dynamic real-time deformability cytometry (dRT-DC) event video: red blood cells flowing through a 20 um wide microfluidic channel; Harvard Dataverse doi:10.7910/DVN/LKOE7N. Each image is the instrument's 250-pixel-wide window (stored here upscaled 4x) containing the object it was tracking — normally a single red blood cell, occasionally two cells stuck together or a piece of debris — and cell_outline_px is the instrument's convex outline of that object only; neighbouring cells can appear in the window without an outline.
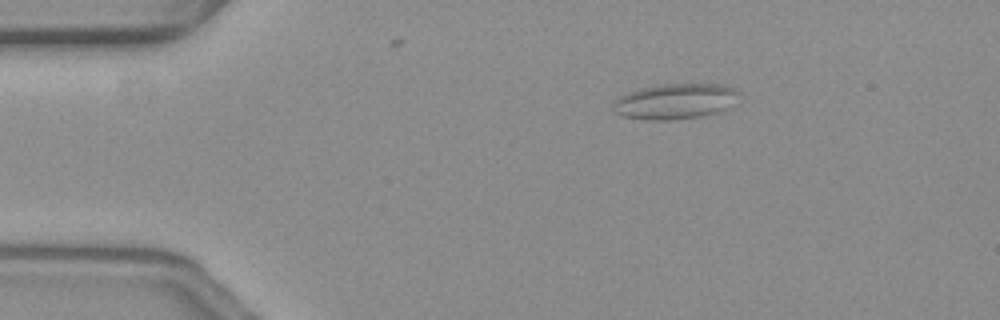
{"species": "common noctule bat (a hibernating species)", "species_latin": "Nyctalus noctula", "temperature_condition": "warm", "stored_images_in_passage": 50, "camera_frame_rate_fps": 3000, "um_per_image_px": 0.085, "animal": {"sex": "female", "body_mass_g": 19.3, "forearm_length_mm": 54.1}, "frame": {"image": 1, "passage_image": 2, "time_ms": 0.333, "image_size_px": [1000, 320], "cell_outline_px": [[740, 92], [724, 108], [716, 112], [700, 116], [668, 120], [648, 120], [624, 116], [612, 112], [612, 104], [620, 96], [628, 92], [640, 88], [660, 84], [724, 84]], "centroid_in_image_um": [57.29, 8.6], "position_along_channel_um": 27.7, "area_um2": 25.61}}
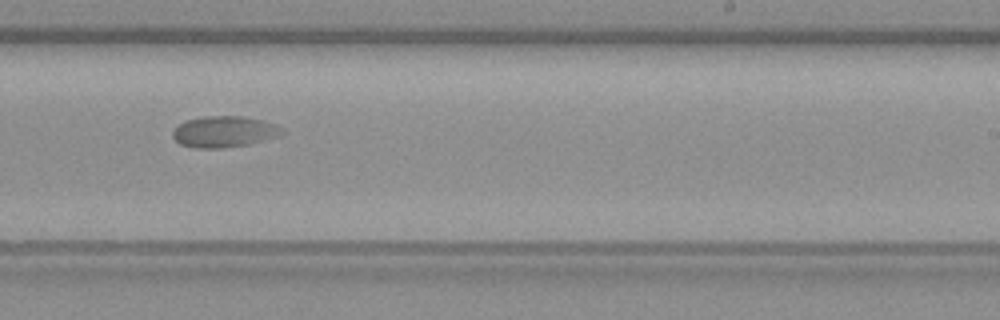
{"frame": {"image": 2, "passage_image": 28, "time_ms": 9.0, "image_size_px": [1000, 320], "cell_outline_px": [[284, 132], [280, 136], [248, 144], [220, 148], [196, 148], [180, 144], [172, 136], [172, 132], [184, 120], [208, 116], [244, 116], [264, 120], [280, 128]], "centroid_in_image_um": [19.04, 11.19], "position_along_channel_um": 270.0, "area_um2": 19.71}}
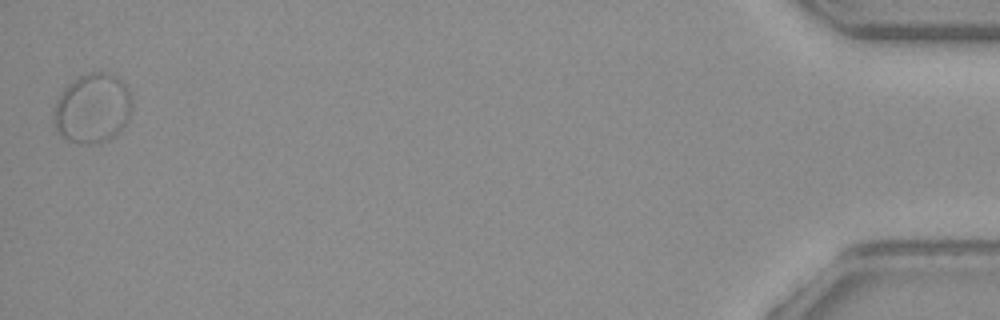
{"frame": {"image": 3, "passage_image": 50, "time_ms": 16.333, "image_size_px": [1000, 320], "cell_outline_px": [[132, 104], [128, 120], [108, 140], [92, 144], [80, 144], [68, 140], [56, 132], [52, 120], [52, 116], [56, 100], [60, 92], [72, 80], [88, 72], [112, 72], [128, 88], [132, 100]], "centroid_in_image_um": [7.82, 9.19], "position_along_channel_um": 427.4, "area_um2": 32.08}}